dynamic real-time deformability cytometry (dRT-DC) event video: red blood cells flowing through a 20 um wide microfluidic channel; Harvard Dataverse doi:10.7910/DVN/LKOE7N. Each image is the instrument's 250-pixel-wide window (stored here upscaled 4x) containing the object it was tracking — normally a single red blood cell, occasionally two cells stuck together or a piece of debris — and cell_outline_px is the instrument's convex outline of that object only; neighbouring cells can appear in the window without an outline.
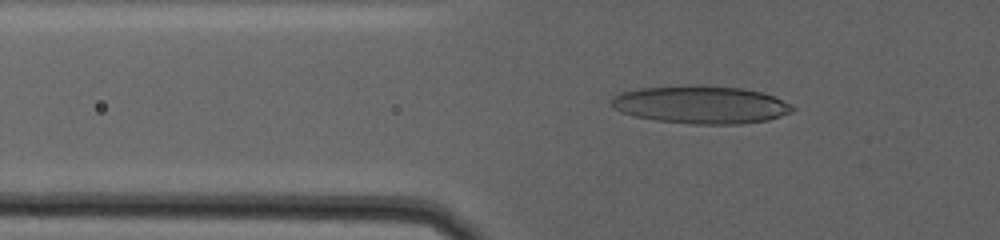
{"species": "human", "species_latin": "Homo sapiens", "temperature_condition": "warm", "stored_images_in_passage": 84, "camera_frame_rate_fps": 3000, "um_per_image_px": 0.085, "donor": {"sex": "female"}, "frame": {"image": 1, "passage_image": 35, "time_ms": 11.333, "image_size_px": [1000, 240], "cell_outline_px": [[796, 108], [792, 112], [768, 120], [740, 124], [692, 124], [656, 120], [636, 116], [620, 112], [612, 108], [608, 104], [612, 96], [620, 92], [640, 88], [688, 84], [704, 84], [744, 88], [764, 92], [792, 104]], "centroid_in_image_um": [59.56, 8.87], "position_along_channel_um": 66.2, "area_um2": 40.75}}
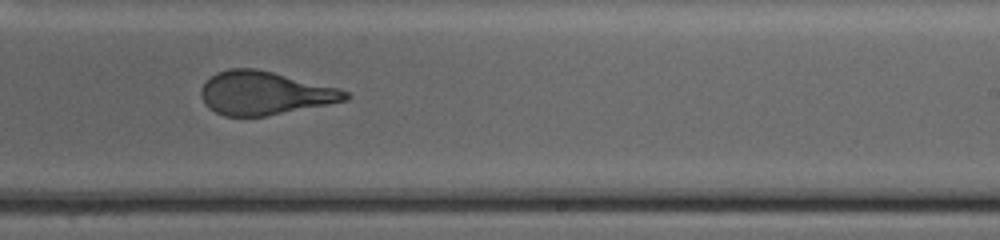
{"frame": {"image": 2, "passage_image": 59, "time_ms": 19.333, "image_size_px": [1000, 240], "cell_outline_px": [[352, 96], [348, 100], [328, 104], [264, 116], [224, 116], [216, 112], [204, 104], [200, 96], [200, 88], [204, 80], [216, 72], [228, 68], [256, 68], [340, 88], [348, 92]], "centroid_in_image_um": [22.46, 7.9], "position_along_channel_um": 266.5, "area_um2": 36.7}}
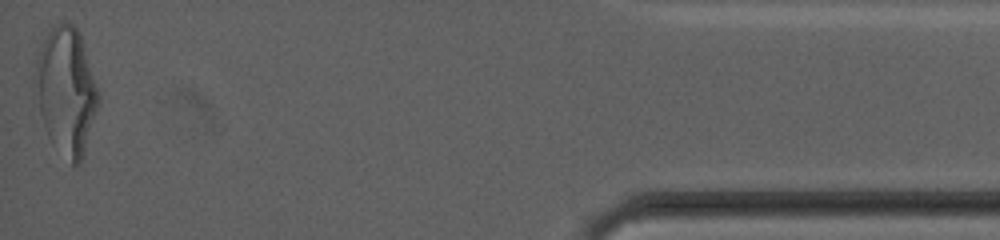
{"frame": {"image": 3, "passage_image": 84, "time_ms": 27.667, "image_size_px": [1000, 240], "cell_outline_px": [[100, 100], [80, 160], [76, 168], [72, 164], [48, 136], [32, 100], [32, 80], [36, 60], [40, 44], [48, 32], [56, 24], [64, 20], [68, 20], [80, 32], [100, 96]], "centroid_in_image_um": [5.55, 7.64], "position_along_channel_um": 429.7, "area_um2": 47.28}, "authors_computed_cell_mechanics": {"area_um2": 39.2462, "velocity_mm_per_s": 2.7012, "shape_relaxation_time_tau1_ms": 10.7108, "shape_relaxation_time_tau2_ms": 1.176, "deformation_change_tau1": 0.2817, "deformation_change_tau2": 0.1034}}